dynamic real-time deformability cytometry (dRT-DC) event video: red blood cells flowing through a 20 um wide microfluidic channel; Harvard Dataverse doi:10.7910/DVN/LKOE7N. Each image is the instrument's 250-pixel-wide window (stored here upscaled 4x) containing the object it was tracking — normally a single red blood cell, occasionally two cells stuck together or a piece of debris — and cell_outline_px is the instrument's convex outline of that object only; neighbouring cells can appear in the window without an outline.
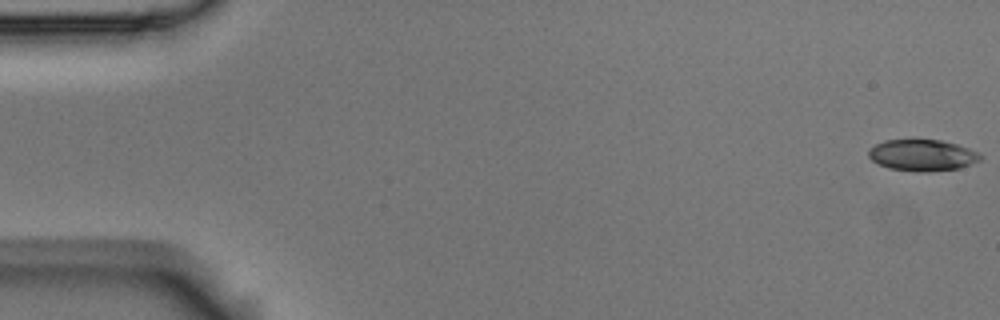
{"species": "Egyptian fruit bat (a non-hibernating species)", "species_latin": "Rousettus aegyptiacus", "temperature_condition": "room temperature", "stored_images_in_passage": 9, "camera_frame_rate_fps": 3000, "um_per_image_px": 0.085, "animal": {"sex": "male"}, "frame": {"image": 1, "passage_image": 1, "time_ms": 0.0, "image_size_px": [1000, 320], "cell_outline_px": [[984, 156], [980, 160], [960, 168], [888, 168], [872, 160], [868, 156], [868, 148], [884, 140], [940, 140], [956, 144], [968, 148]], "centroid_in_image_um": [78.37, 13.12], "position_along_channel_um": 6.6, "area_um2": 19.25}}
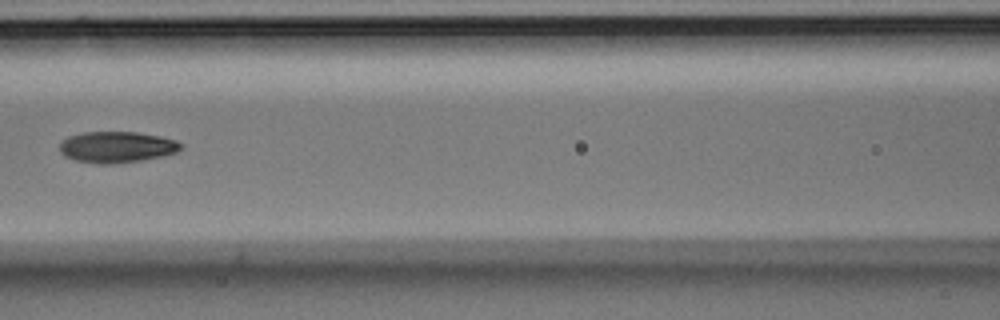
{"frame": {"image": 2, "passage_image": 7, "time_ms": 2.0, "image_size_px": [1000, 320], "cell_outline_px": [[184, 148], [176, 152], [164, 156], [140, 160], [112, 164], [96, 164], [72, 160], [64, 156], [60, 152], [60, 144], [68, 136], [84, 132], [136, 132], [160, 136], [176, 140], [184, 144]], "centroid_in_image_um": [9.94, 12.5], "position_along_channel_um": 156.7, "area_um2": 22.25}}
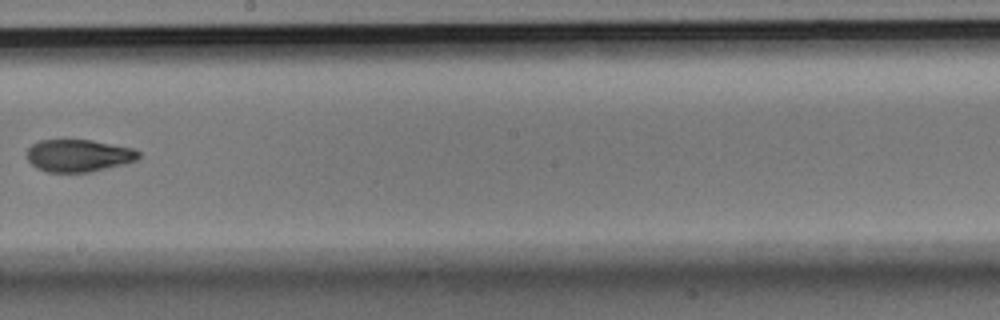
{"frame": {"image": 3, "passage_image": 9, "time_ms": 2.667, "image_size_px": [1000, 320], "cell_outline_px": [[140, 156], [136, 160], [124, 164], [88, 172], [48, 172], [36, 168], [28, 160], [28, 148], [32, 144], [40, 140], [92, 140], [132, 148], [140, 152]], "centroid_in_image_um": [6.68, 13.22], "position_along_channel_um": 241.5, "area_um2": 20.92}}